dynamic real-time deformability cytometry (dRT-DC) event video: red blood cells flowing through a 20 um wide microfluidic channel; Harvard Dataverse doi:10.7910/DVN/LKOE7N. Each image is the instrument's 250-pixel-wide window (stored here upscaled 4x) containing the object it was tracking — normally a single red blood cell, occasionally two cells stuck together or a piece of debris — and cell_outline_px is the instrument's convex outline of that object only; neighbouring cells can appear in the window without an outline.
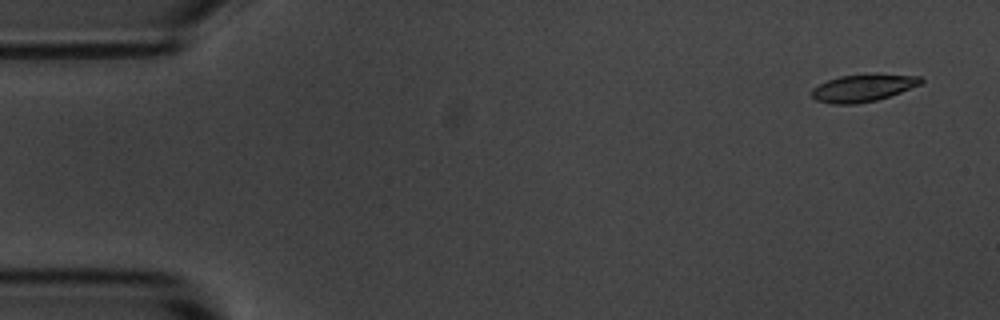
{"species": "common noctule bat (a hibernating species)", "species_latin": "Nyctalus noctula", "temperature_condition": "room temperature", "stored_images_in_passage": 3, "camera_frame_rate_fps": 3000, "um_per_image_px": 0.085, "animal": {"sex": "male", "body_mass_g": 20.1, "forearm_length_mm": 53.5}, "frame": {"image": 1, "passage_image": 1, "time_ms": 0.0, "image_size_px": [1000, 320], "cell_outline_px": [[924, 80], [920, 84], [900, 92], [876, 100], [856, 104], [832, 104], [816, 100], [812, 96], [812, 88], [828, 80], [840, 76], [880, 72], [920, 76]], "centroid_in_image_um": [73.39, 7.44], "position_along_channel_um": 11.6, "area_um2": 17.63}}